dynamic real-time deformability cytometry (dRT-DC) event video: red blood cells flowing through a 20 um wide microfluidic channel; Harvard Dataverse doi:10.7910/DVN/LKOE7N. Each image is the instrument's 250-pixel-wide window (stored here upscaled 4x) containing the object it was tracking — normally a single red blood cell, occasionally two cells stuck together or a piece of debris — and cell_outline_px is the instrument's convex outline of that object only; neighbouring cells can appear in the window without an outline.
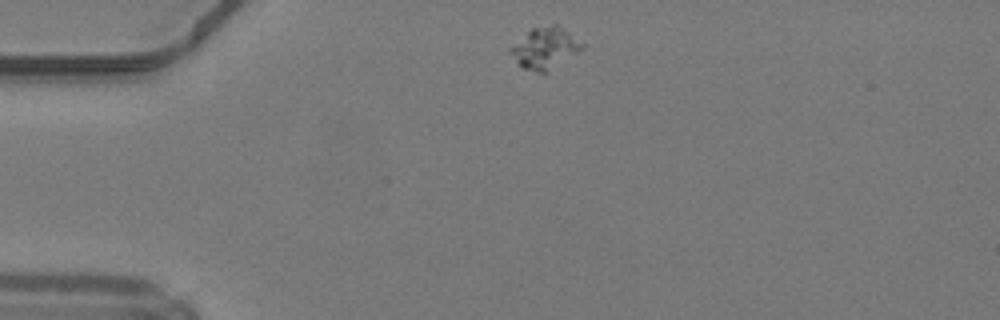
{"species": "common noctule bat (a hibernating species)", "species_latin": "Nyctalus noctula", "temperature_condition": "warm", "stored_images_in_passage": 19, "camera_frame_rate_fps": 3000, "um_per_image_px": 0.085, "animal": {"sex": "male", "body_mass_g": 19.2, "forearm_length_mm": 51.8}, "frame": {"image": 1, "passage_image": 1, "time_ms": 0.0, "image_size_px": [1000, 320], "cell_outline_px": [[584, 48], [544, 76], [524, 68], [516, 64], [508, 52], [508, 48], [532, 28], [552, 24], [556, 24], [568, 32], [584, 44]], "centroid_in_image_um": [46.29, 4.14], "position_along_channel_um": 38.7, "area_um2": 17.63}}
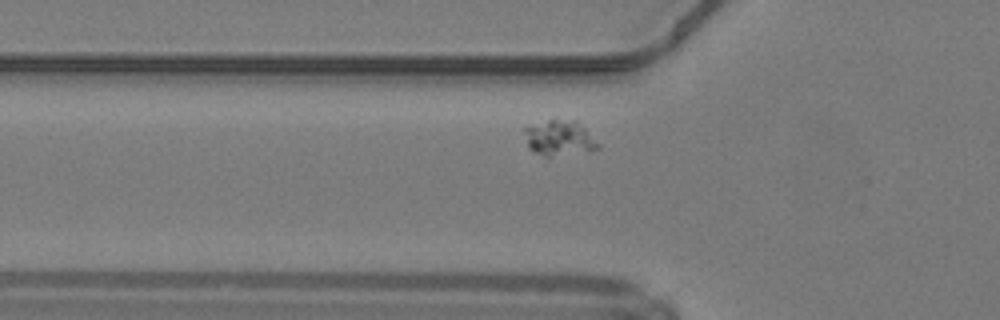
{"frame": {"image": 2, "passage_image": 7, "time_ms": 2.0, "image_size_px": [1000, 320], "cell_outline_px": [[600, 148], [548, 156], [544, 156], [528, 148], [524, 132], [524, 128], [556, 116], [576, 116], [600, 144]], "centroid_in_image_um": [47.58, 11.61], "position_along_channel_um": 78.2, "area_um2": 15.72}}
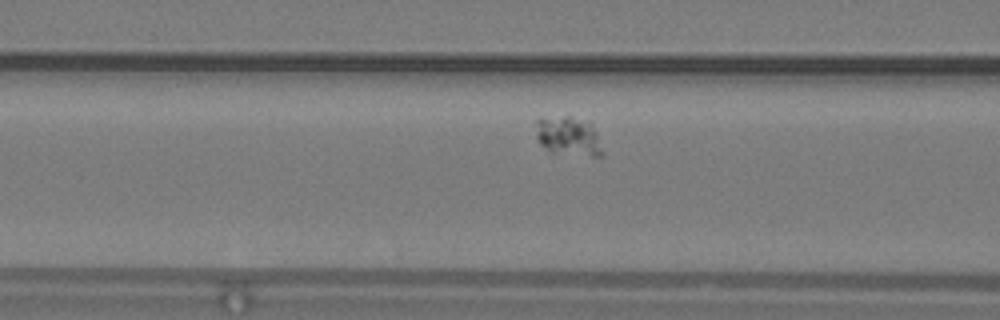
{"frame": {"image": 3, "passage_image": 10, "time_ms": 3.0, "image_size_px": [1000, 320], "cell_outline_px": [[604, 156], [592, 156], [552, 152], [540, 144], [536, 140], [536, 120], [540, 116], [568, 116], [588, 120], [592, 124], [596, 132], [604, 152]], "centroid_in_image_um": [48.31, 11.54], "position_along_channel_um": 118.3, "area_um2": 15.61}}